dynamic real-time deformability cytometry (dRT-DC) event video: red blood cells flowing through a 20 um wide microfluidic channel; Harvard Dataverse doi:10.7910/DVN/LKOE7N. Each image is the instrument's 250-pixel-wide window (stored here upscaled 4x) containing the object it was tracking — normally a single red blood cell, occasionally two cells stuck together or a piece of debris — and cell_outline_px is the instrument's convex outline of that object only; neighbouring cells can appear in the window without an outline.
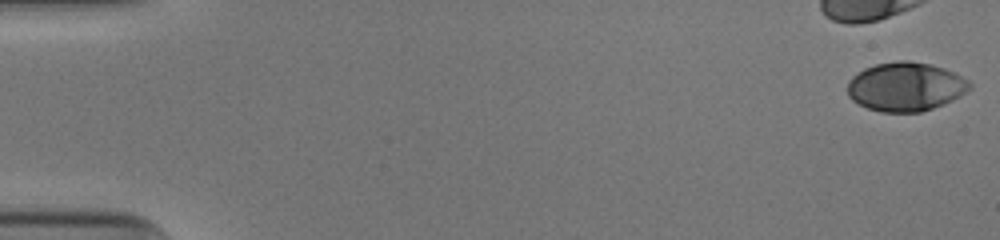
{"species": "human", "species_latin": "Homo sapiens", "temperature_condition": "cold", "stored_images_in_passage": 43, "camera_frame_rate_fps": 3000, "um_per_image_px": 0.085, "donor": {"sex": "male"}, "frame": {"image": 1, "passage_image": 1, "time_ms": 0.0, "image_size_px": [1000, 240], "cell_outline_px": [[972, 88], [968, 92], [944, 104], [920, 112], [880, 112], [868, 108], [852, 100], [848, 96], [848, 80], [852, 76], [864, 68], [876, 64], [900, 60], [908, 60], [928, 64], [944, 68], [968, 80], [972, 84]], "centroid_in_image_um": [76.98, 7.37], "position_along_channel_um": 8.0, "area_um2": 34.85}}